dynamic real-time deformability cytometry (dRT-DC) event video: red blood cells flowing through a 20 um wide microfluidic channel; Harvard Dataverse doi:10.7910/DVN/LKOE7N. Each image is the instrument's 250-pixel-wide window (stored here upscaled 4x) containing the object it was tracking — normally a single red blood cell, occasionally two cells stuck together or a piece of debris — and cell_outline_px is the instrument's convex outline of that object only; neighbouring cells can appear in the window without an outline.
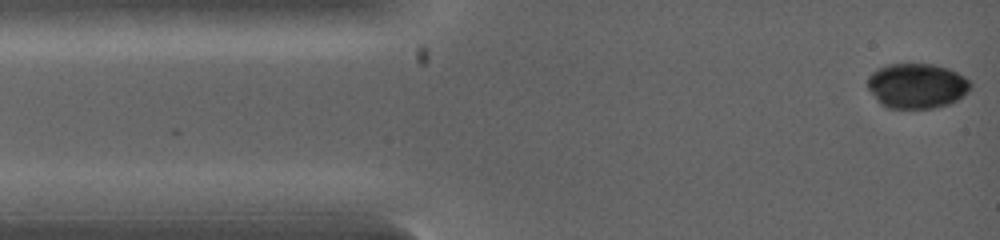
{"species": "common noctule bat (a hibernating species)", "species_latin": "Nyctalus noctula", "temperature_condition": "warm", "stored_images_in_passage": 5, "segment_of_instrument_passage": [1, 2], "camera_frame_rate_fps": 5000, "um_per_image_px": 0.085, "animal": {"sex": "female", "body_mass_g": 19.0, "forearm_length_mm": 53.3}, "frame": {"image": 1, "passage_image": 1, "time_ms": 0.0, "image_size_px": [1000, 240], "cell_outline_px": [[972, 84], [968, 92], [964, 96], [948, 104], [936, 108], [888, 108], [880, 104], [876, 100], [868, 88], [868, 76], [876, 68], [888, 64], [932, 64], [948, 68], [972, 80]], "centroid_in_image_um": [77.94, 7.29], "position_along_channel_um": 7.1, "area_um2": 27.28}}
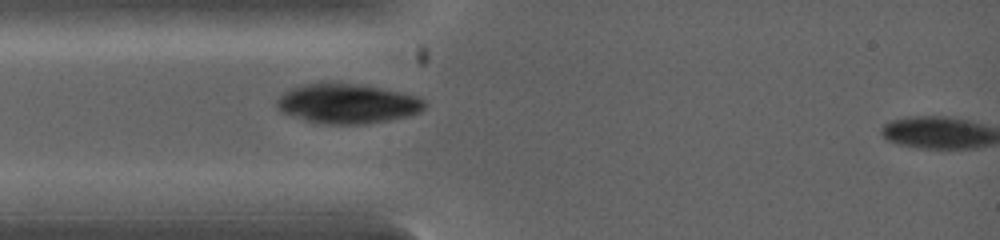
{"frame": {"image": 2, "passage_image": 4, "time_ms": 2.0, "image_size_px": [1000, 240], "cell_outline_px": [[428, 104], [420, 112], [408, 116], [388, 120], [364, 124], [324, 124], [304, 120], [280, 112], [276, 108], [276, 100], [284, 92], [292, 88], [308, 84], [348, 84], [376, 88], [416, 96], [424, 100]], "centroid_in_image_um": [29.5, 8.85], "position_along_channel_um": 55.5, "area_um2": 33.52}}